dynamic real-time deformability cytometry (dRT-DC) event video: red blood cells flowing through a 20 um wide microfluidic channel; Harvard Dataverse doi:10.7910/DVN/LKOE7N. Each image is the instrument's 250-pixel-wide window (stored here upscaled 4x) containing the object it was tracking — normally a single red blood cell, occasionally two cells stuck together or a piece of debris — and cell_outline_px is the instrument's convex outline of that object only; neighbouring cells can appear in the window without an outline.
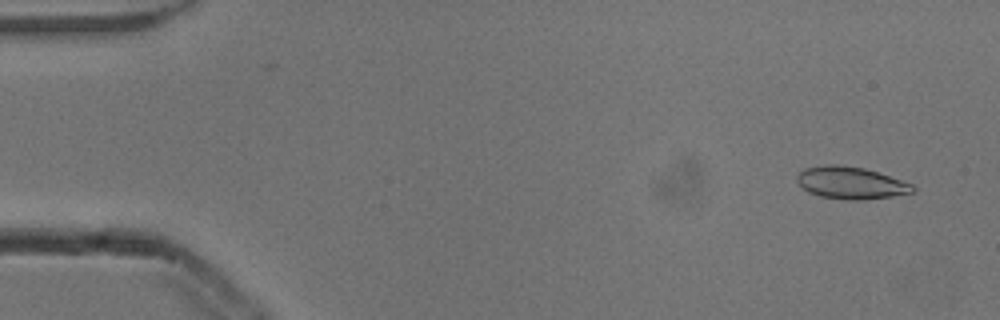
{"species": "common noctule bat (a hibernating species)", "species_latin": "Nyctalus noctula", "temperature_condition": "cold", "stored_images_in_passage": 52, "camera_frame_rate_fps": 3000, "um_per_image_px": 0.085, "animal": {"sex": "male", "body_mass_g": 13.3}, "frame": {"image": 1, "passage_image": 3, "time_ms": 0.667, "image_size_px": [1000, 320], "cell_outline_px": [[916, 192], [892, 196], [860, 200], [852, 200], [820, 196], [808, 192], [796, 180], [796, 176], [804, 168], [824, 164], [840, 164], [864, 168], [912, 184], [916, 188]], "centroid_in_image_um": [72.31, 15.53], "position_along_channel_um": 12.7, "area_um2": 21.62}}
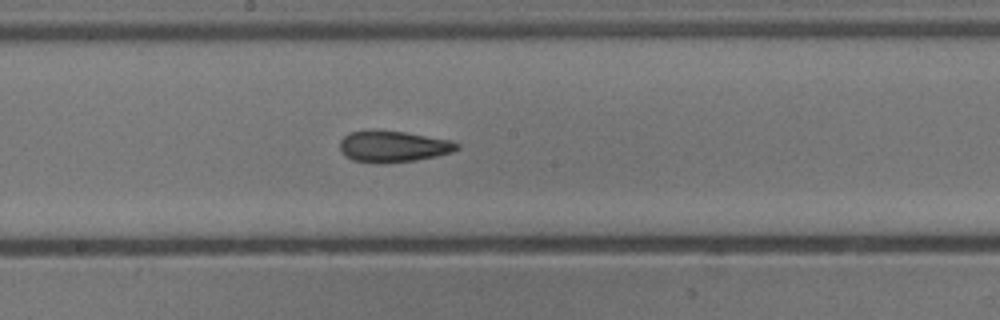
{"frame": {"image": 2, "passage_image": 28, "time_ms": 9.0, "image_size_px": [1000, 320], "cell_outline_px": [[460, 148], [452, 152], [436, 156], [416, 160], [352, 160], [344, 156], [340, 152], [340, 140], [348, 132], [372, 128], [404, 132], [452, 140], [460, 144]], "centroid_in_image_um": [33.41, 12.38], "position_along_channel_um": 214.8, "area_um2": 21.04}}
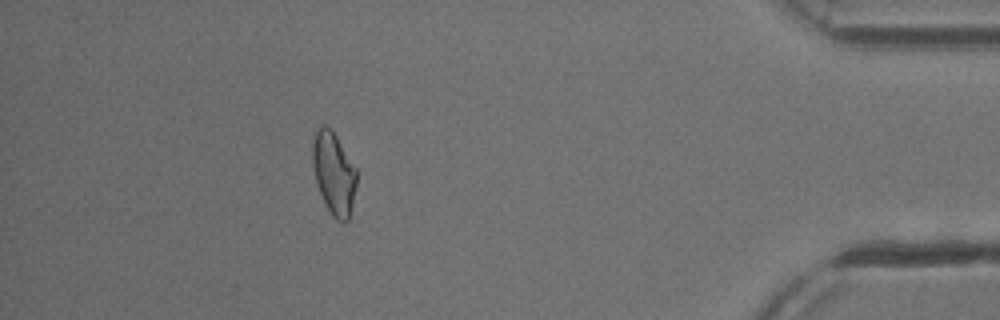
{"frame": {"image": 3, "passage_image": 47, "time_ms": 15.333, "image_size_px": [1000, 320], "cell_outline_px": [[356, 184], [352, 204], [348, 220], [336, 220], [332, 216], [324, 204], [316, 180], [312, 164], [312, 144], [316, 128], [320, 124], [324, 124], [336, 136], [356, 168]], "centroid_in_image_um": [28.35, 14.71], "position_along_channel_um": 406.9, "area_um2": 20.92}, "authors_computed_cell_mechanics": {"area_um2": 21.5305, "velocity_mm_per_s": 3.8714, "shape_relaxation_time_tau1_ms": 8.4838, "shape_relaxation_time_tau2_ms": 2.2002, "deformation_change_tau1": 0.1737, "deformation_change_tau2": 0.0759}}